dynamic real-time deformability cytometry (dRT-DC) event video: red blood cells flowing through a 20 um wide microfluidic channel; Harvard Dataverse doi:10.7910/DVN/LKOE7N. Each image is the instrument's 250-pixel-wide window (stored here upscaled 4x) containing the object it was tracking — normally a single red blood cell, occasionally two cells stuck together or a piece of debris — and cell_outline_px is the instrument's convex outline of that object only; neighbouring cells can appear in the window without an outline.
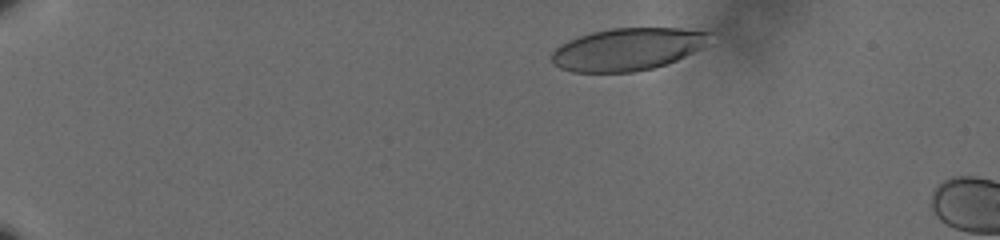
{"species": "human", "species_latin": "Homo sapiens", "temperature_condition": "cold", "stored_images_in_passage": 7, "camera_frame_rate_fps": 3000, "um_per_image_px": 0.085, "donor": {"sex": "male"}, "frame": {"image": 1, "passage_image": 1, "time_ms": 0.0, "image_size_px": [1000, 240], "cell_outline_px": [[712, 32], [700, 48], [668, 64], [636, 72], [572, 72], [560, 68], [552, 64], [552, 52], [560, 44], [568, 40], [592, 32], [612, 28], [680, 28]], "centroid_in_image_um": [53.29, 4.19], "position_along_channel_um": 31.7, "area_um2": 38.84}}